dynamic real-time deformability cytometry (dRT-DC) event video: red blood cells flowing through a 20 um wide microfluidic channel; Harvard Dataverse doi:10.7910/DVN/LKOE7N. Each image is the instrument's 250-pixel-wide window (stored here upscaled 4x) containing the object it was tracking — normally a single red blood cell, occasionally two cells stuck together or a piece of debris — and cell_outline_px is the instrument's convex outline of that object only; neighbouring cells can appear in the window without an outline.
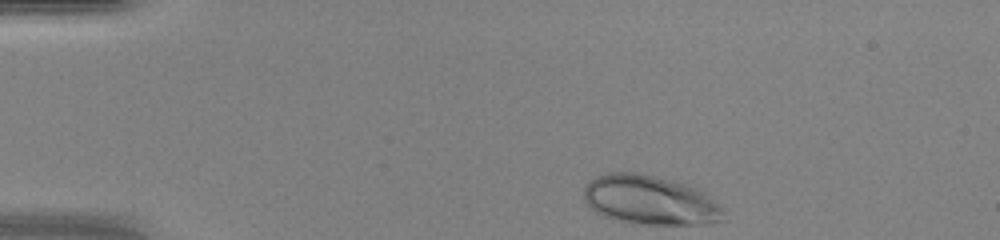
{"species": "human", "species_latin": "Homo sapiens", "temperature_condition": "warm", "stored_images_in_passage": 40, "camera_frame_rate_fps": 3000, "um_per_image_px": 0.085, "donor": {"sex": "female"}, "frame": {"image": 1, "passage_image": 1, "time_ms": 0.0, "image_size_px": [1000, 240], "cell_outline_px": [[724, 220], [708, 224], [632, 224], [616, 220], [604, 216], [596, 212], [584, 200], [584, 188], [588, 180], [596, 176], [608, 172], [636, 172], [672, 180], [688, 184], [704, 192], [720, 208]], "centroid_in_image_um": [55.2, 17.01], "position_along_channel_um": 29.8, "area_um2": 40.11}}
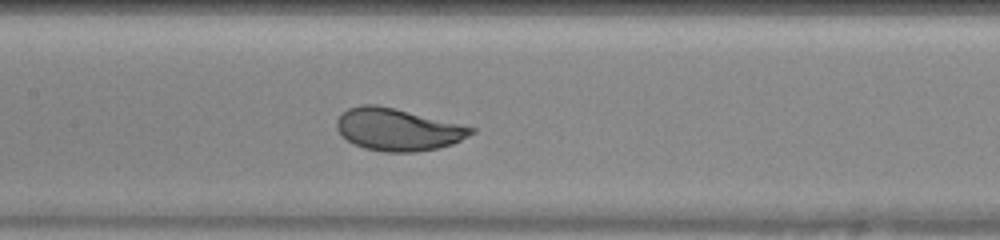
{"frame": {"image": 2, "passage_image": 16, "time_ms": 5.0, "image_size_px": [1000, 240], "cell_outline_px": [[476, 132], [452, 144], [436, 148], [416, 152], [384, 152], [364, 148], [352, 144], [340, 136], [336, 128], [336, 120], [348, 108], [360, 104], [376, 104], [460, 124], [476, 128]], "centroid_in_image_um": [33.76, 11.02], "position_along_channel_um": 173.6, "area_um2": 33.06}}
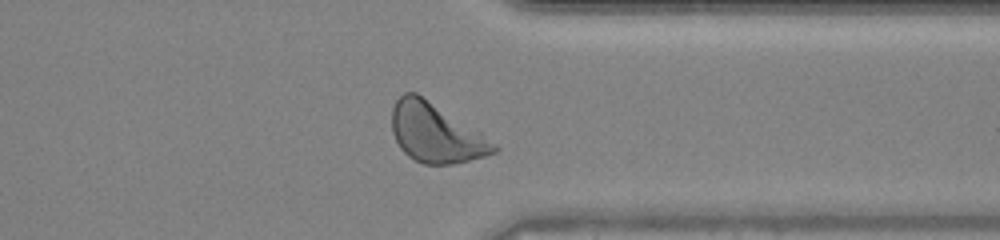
{"frame": {"image": 3, "passage_image": 30, "time_ms": 9.667, "image_size_px": [1000, 240], "cell_outline_px": [[500, 148], [496, 152], [484, 156], [452, 164], [424, 164], [408, 156], [400, 148], [392, 132], [392, 108], [396, 100], [404, 92], [416, 92], [480, 132], [496, 144]], "centroid_in_image_um": [37.02, 11.3], "position_along_channel_um": 374.4, "area_um2": 34.74}, "authors_computed_cell_mechanics": {"area_um2": 33.524, "velocity_mm_per_s": 4.3293, "shape_relaxation_time_tau1_ms": 1.8104, "shape_relaxation_time_tau2_ms": null, "deformation_change_tau1": 0.1337, "deformation_change_tau2": null}}